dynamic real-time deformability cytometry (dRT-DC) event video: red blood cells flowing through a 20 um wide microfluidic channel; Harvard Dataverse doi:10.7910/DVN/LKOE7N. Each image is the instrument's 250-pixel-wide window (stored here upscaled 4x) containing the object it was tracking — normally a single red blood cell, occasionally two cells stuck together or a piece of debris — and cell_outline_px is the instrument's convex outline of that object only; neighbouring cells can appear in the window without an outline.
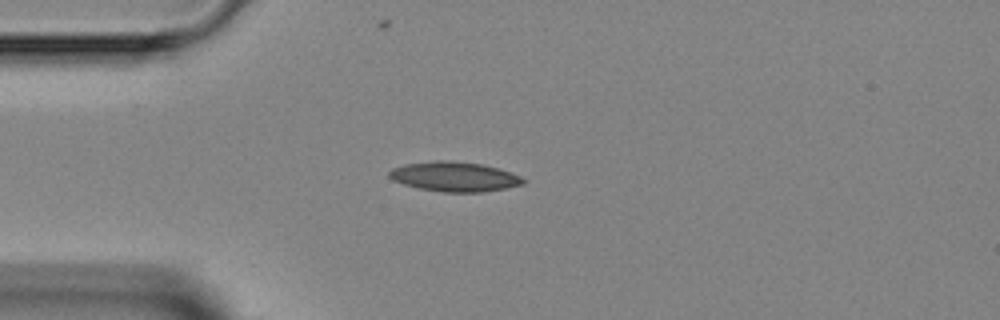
{"species": "Egyptian fruit bat (a non-hibernating species)", "species_latin": "Rousettus aegyptiacus", "temperature_condition": "room temperature", "stored_images_in_passage": 4, "camera_frame_rate_fps": 3000, "um_per_image_px": 0.085, "animal": {"sex": "female"}, "frame": {"image": 1, "passage_image": 4, "time_ms": 3.667, "image_size_px": [1000, 320], "cell_outline_px": [[524, 184], [484, 192], [444, 192], [420, 188], [404, 184], [392, 180], [388, 176], [388, 172], [392, 168], [404, 164], [432, 160], [452, 160], [484, 164], [520, 176], [524, 180]], "centroid_in_image_um": [38.58, 15.0], "position_along_channel_um": 46.4, "area_um2": 23.18}}